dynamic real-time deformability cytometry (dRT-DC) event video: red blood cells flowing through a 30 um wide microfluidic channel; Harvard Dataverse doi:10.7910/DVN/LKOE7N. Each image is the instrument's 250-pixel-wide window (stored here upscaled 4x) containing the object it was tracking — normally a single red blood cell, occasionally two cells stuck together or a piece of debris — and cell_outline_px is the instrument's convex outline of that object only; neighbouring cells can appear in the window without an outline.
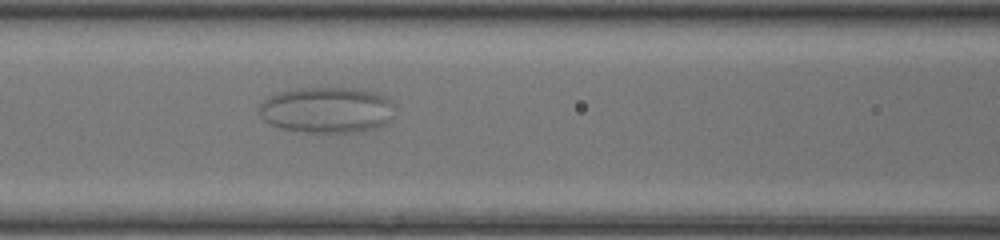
{"species": "common noctule bat (a hibernating species)", "species_latin": "Nyctalus noctula", "temperature_condition": "room temperature", "stored_images_in_passage": 34, "camera_frame_rate_fps": 3000, "um_per_image_px": 0.085, "animal": {"sex": "female", "body_mass_g": 20.0, "forearm_length_mm": 54.0}, "frame": {"image": 1, "passage_image": 8, "time_ms": 2.333, "image_size_px": [1000, 240], "cell_outline_px": [[396, 104], [388, 120], [384, 124], [376, 128], [352, 132], [308, 132], [284, 128], [272, 124], [264, 120], [260, 116], [260, 104], [264, 100], [280, 92], [296, 88], [356, 88], [376, 92], [384, 96]], "centroid_in_image_um": [27.81, 9.33], "position_along_channel_um": 138.8, "area_um2": 36.01}}
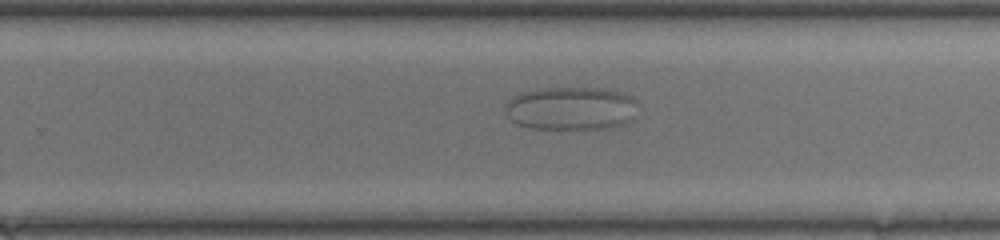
{"frame": {"image": 2, "passage_image": 19, "time_ms": 6.0, "image_size_px": [1000, 240], "cell_outline_px": [[632, 120], [608, 128], [532, 128], [516, 124], [508, 116], [504, 104], [508, 100], [520, 92], [540, 88], [600, 88], [624, 92], [632, 96]], "centroid_in_image_um": [48.46, 9.19], "position_along_channel_um": 281.3, "area_um2": 33.0}}